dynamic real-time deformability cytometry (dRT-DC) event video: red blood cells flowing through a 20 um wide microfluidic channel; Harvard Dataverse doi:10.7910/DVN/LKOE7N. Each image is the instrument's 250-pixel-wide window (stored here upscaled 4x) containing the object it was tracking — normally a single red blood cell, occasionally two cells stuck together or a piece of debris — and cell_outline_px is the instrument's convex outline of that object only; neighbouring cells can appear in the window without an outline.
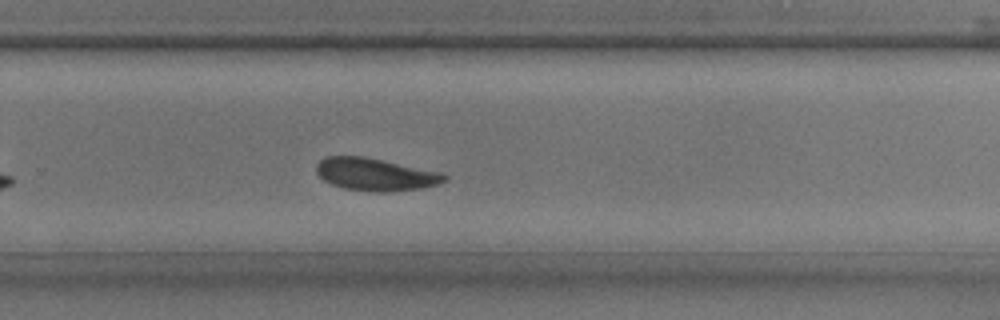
{"species": "common noctule bat (a hibernating species)", "species_latin": "Nyctalus noctula", "temperature_condition": "room temperature", "stored_images_in_passage": 27, "camera_frame_rate_fps": 3000, "um_per_image_px": 0.085, "animal": {"sex": "male", "body_mass_g": 17.9, "forearm_length_mm": 54.2}, "frame": {"image": 1, "passage_image": 16, "time_ms": 5.0, "image_size_px": [1000, 320], "cell_outline_px": [[448, 180], [436, 184], [420, 188], [388, 192], [376, 192], [344, 188], [332, 184], [324, 180], [316, 172], [316, 164], [324, 156], [364, 156], [444, 172], [448, 176]], "centroid_in_image_um": [31.93, 14.81], "position_along_channel_um": 297.9, "area_um2": 24.45}}